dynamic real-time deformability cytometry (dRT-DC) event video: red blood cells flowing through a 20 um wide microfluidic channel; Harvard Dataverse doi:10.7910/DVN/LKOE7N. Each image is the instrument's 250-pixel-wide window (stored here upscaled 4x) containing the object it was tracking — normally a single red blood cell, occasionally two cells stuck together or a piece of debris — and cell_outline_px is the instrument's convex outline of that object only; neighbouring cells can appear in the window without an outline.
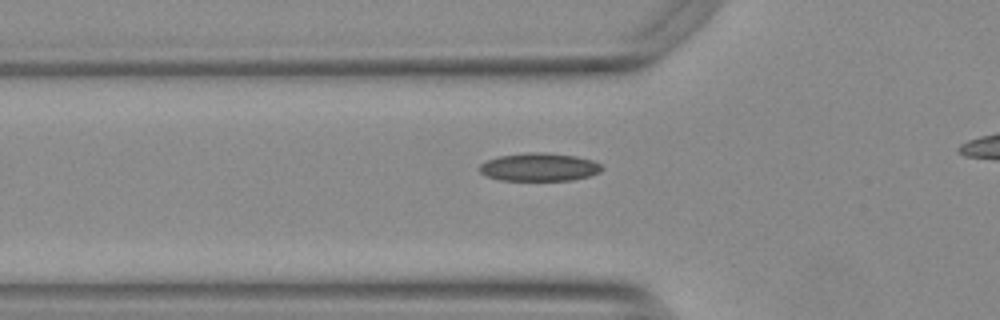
{"species": "Egyptian fruit bat (a non-hibernating species)", "species_latin": "Rousettus aegyptiacus", "temperature_condition": "warm", "stored_images_in_passage": 34, "camera_frame_rate_fps": 3000, "um_per_image_px": 0.085, "animal": {"sex": "female"}, "frame": {"image": 1, "passage_image": 6, "time_ms": 1.667, "image_size_px": [1000, 320], "cell_outline_px": [[604, 168], [600, 172], [588, 176], [572, 180], [500, 180], [484, 176], [480, 172], [480, 164], [488, 160], [500, 156], [524, 152], [548, 152], [576, 156], [592, 160], [600, 164]], "centroid_in_image_um": [45.83, 14.19], "position_along_channel_um": 80.0, "area_um2": 20.11}}
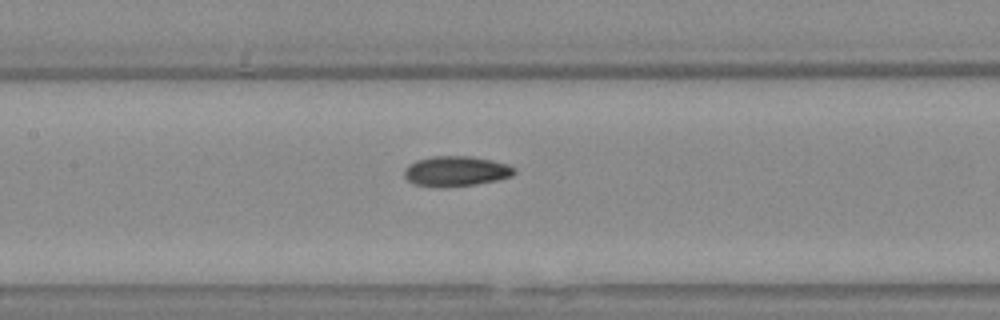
{"frame": {"image": 2, "passage_image": 13, "time_ms": 4.0, "image_size_px": [1000, 320], "cell_outline_px": [[516, 172], [512, 176], [496, 180], [476, 184], [440, 188], [412, 184], [404, 176], [404, 168], [408, 164], [416, 160], [432, 156], [468, 156], [492, 160], [508, 164], [516, 168]], "centroid_in_image_um": [38.73, 14.55], "position_along_channel_um": 168.7, "area_um2": 19.59}}
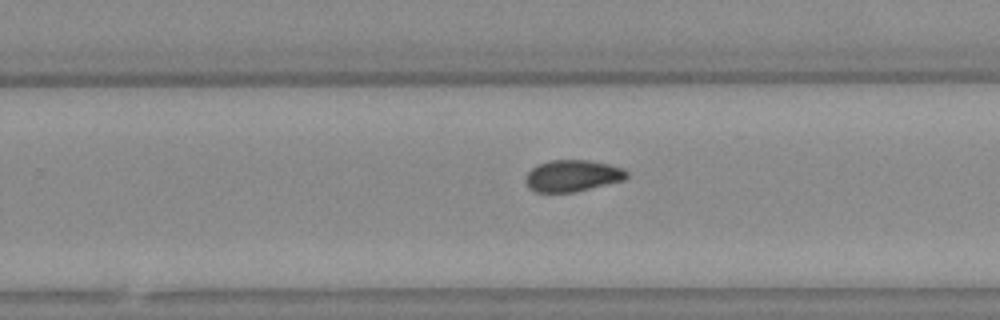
{"frame": {"image": 3, "passage_image": 22, "time_ms": 7.0, "image_size_px": [1000, 320], "cell_outline_px": [[628, 176], [624, 180], [572, 192], [536, 192], [528, 188], [524, 180], [528, 172], [536, 164], [548, 160], [588, 160], [608, 164], [624, 168], [628, 172]], "centroid_in_image_um": [48.63, 14.93], "position_along_channel_um": 281.2, "area_um2": 18.67}}